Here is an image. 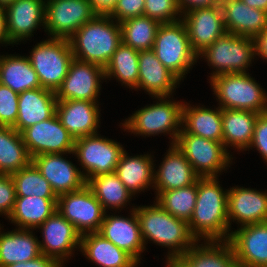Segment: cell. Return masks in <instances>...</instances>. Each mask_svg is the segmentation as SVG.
<instances>
[{
	"instance_id": "1",
	"label": "cell",
	"mask_w": 267,
	"mask_h": 267,
	"mask_svg": "<svg viewBox=\"0 0 267 267\" xmlns=\"http://www.w3.org/2000/svg\"><path fill=\"white\" fill-rule=\"evenodd\" d=\"M218 177L197 179V198L188 222L191 236L199 243L228 241V189L223 190Z\"/></svg>"
},
{
	"instance_id": "2",
	"label": "cell",
	"mask_w": 267,
	"mask_h": 267,
	"mask_svg": "<svg viewBox=\"0 0 267 267\" xmlns=\"http://www.w3.org/2000/svg\"><path fill=\"white\" fill-rule=\"evenodd\" d=\"M135 206L141 237L146 248L148 241L167 247L166 260L183 256L197 241L191 236L188 223L164 210L157 202ZM149 239V240H148Z\"/></svg>"
},
{
	"instance_id": "3",
	"label": "cell",
	"mask_w": 267,
	"mask_h": 267,
	"mask_svg": "<svg viewBox=\"0 0 267 267\" xmlns=\"http://www.w3.org/2000/svg\"><path fill=\"white\" fill-rule=\"evenodd\" d=\"M75 59L105 68L122 43L120 23L109 15L97 14L70 38Z\"/></svg>"
},
{
	"instance_id": "4",
	"label": "cell",
	"mask_w": 267,
	"mask_h": 267,
	"mask_svg": "<svg viewBox=\"0 0 267 267\" xmlns=\"http://www.w3.org/2000/svg\"><path fill=\"white\" fill-rule=\"evenodd\" d=\"M172 97V100L169 99ZM156 103L149 104L136 110L130 117L125 118L120 127L130 134L157 136L169 134L170 144H175L182 129V107L184 101L173 100V96H158ZM123 126V127H122Z\"/></svg>"
},
{
	"instance_id": "5",
	"label": "cell",
	"mask_w": 267,
	"mask_h": 267,
	"mask_svg": "<svg viewBox=\"0 0 267 267\" xmlns=\"http://www.w3.org/2000/svg\"><path fill=\"white\" fill-rule=\"evenodd\" d=\"M221 109L267 112V91L248 73L221 74L209 81Z\"/></svg>"
},
{
	"instance_id": "6",
	"label": "cell",
	"mask_w": 267,
	"mask_h": 267,
	"mask_svg": "<svg viewBox=\"0 0 267 267\" xmlns=\"http://www.w3.org/2000/svg\"><path fill=\"white\" fill-rule=\"evenodd\" d=\"M197 58L206 60L208 66L215 70L208 80L221 74L247 73L256 58L254 39L226 32Z\"/></svg>"
},
{
	"instance_id": "7",
	"label": "cell",
	"mask_w": 267,
	"mask_h": 267,
	"mask_svg": "<svg viewBox=\"0 0 267 267\" xmlns=\"http://www.w3.org/2000/svg\"><path fill=\"white\" fill-rule=\"evenodd\" d=\"M152 50L158 60L180 81L198 61L182 20L163 23L158 28Z\"/></svg>"
},
{
	"instance_id": "8",
	"label": "cell",
	"mask_w": 267,
	"mask_h": 267,
	"mask_svg": "<svg viewBox=\"0 0 267 267\" xmlns=\"http://www.w3.org/2000/svg\"><path fill=\"white\" fill-rule=\"evenodd\" d=\"M29 53L41 87L56 93L74 58L69 39L48 37L35 44Z\"/></svg>"
},
{
	"instance_id": "9",
	"label": "cell",
	"mask_w": 267,
	"mask_h": 267,
	"mask_svg": "<svg viewBox=\"0 0 267 267\" xmlns=\"http://www.w3.org/2000/svg\"><path fill=\"white\" fill-rule=\"evenodd\" d=\"M175 144L199 177H218L223 171L229 169L232 164L231 159H234L223 142L195 136L186 133L183 129Z\"/></svg>"
},
{
	"instance_id": "10",
	"label": "cell",
	"mask_w": 267,
	"mask_h": 267,
	"mask_svg": "<svg viewBox=\"0 0 267 267\" xmlns=\"http://www.w3.org/2000/svg\"><path fill=\"white\" fill-rule=\"evenodd\" d=\"M120 142L93 134L75 140L73 155L80 162L86 181L90 178L115 173L119 159L124 151Z\"/></svg>"
},
{
	"instance_id": "11",
	"label": "cell",
	"mask_w": 267,
	"mask_h": 267,
	"mask_svg": "<svg viewBox=\"0 0 267 267\" xmlns=\"http://www.w3.org/2000/svg\"><path fill=\"white\" fill-rule=\"evenodd\" d=\"M56 210L82 235L98 232L106 211L88 185L58 196Z\"/></svg>"
},
{
	"instance_id": "12",
	"label": "cell",
	"mask_w": 267,
	"mask_h": 267,
	"mask_svg": "<svg viewBox=\"0 0 267 267\" xmlns=\"http://www.w3.org/2000/svg\"><path fill=\"white\" fill-rule=\"evenodd\" d=\"M97 13L90 0H45V26L49 38L69 39Z\"/></svg>"
},
{
	"instance_id": "13",
	"label": "cell",
	"mask_w": 267,
	"mask_h": 267,
	"mask_svg": "<svg viewBox=\"0 0 267 267\" xmlns=\"http://www.w3.org/2000/svg\"><path fill=\"white\" fill-rule=\"evenodd\" d=\"M37 229L43 239L39 240L41 254L55 259L63 267L64 261L74 256L75 249H80L81 234L57 210Z\"/></svg>"
},
{
	"instance_id": "14",
	"label": "cell",
	"mask_w": 267,
	"mask_h": 267,
	"mask_svg": "<svg viewBox=\"0 0 267 267\" xmlns=\"http://www.w3.org/2000/svg\"><path fill=\"white\" fill-rule=\"evenodd\" d=\"M105 80L104 68L99 65L73 58L68 74L56 91L58 101L87 100L99 102L102 80Z\"/></svg>"
},
{
	"instance_id": "15",
	"label": "cell",
	"mask_w": 267,
	"mask_h": 267,
	"mask_svg": "<svg viewBox=\"0 0 267 267\" xmlns=\"http://www.w3.org/2000/svg\"><path fill=\"white\" fill-rule=\"evenodd\" d=\"M21 136L32 158L40 154L73 153L74 150L75 139L57 114L24 129Z\"/></svg>"
},
{
	"instance_id": "16",
	"label": "cell",
	"mask_w": 267,
	"mask_h": 267,
	"mask_svg": "<svg viewBox=\"0 0 267 267\" xmlns=\"http://www.w3.org/2000/svg\"><path fill=\"white\" fill-rule=\"evenodd\" d=\"M193 51L198 55L226 33L221 5L182 14Z\"/></svg>"
},
{
	"instance_id": "17",
	"label": "cell",
	"mask_w": 267,
	"mask_h": 267,
	"mask_svg": "<svg viewBox=\"0 0 267 267\" xmlns=\"http://www.w3.org/2000/svg\"><path fill=\"white\" fill-rule=\"evenodd\" d=\"M73 153L40 154L32 162L44 176L57 196L79 190L87 185L81 169L64 155Z\"/></svg>"
},
{
	"instance_id": "18",
	"label": "cell",
	"mask_w": 267,
	"mask_h": 267,
	"mask_svg": "<svg viewBox=\"0 0 267 267\" xmlns=\"http://www.w3.org/2000/svg\"><path fill=\"white\" fill-rule=\"evenodd\" d=\"M228 242L238 267H267V222L238 227Z\"/></svg>"
},
{
	"instance_id": "19",
	"label": "cell",
	"mask_w": 267,
	"mask_h": 267,
	"mask_svg": "<svg viewBox=\"0 0 267 267\" xmlns=\"http://www.w3.org/2000/svg\"><path fill=\"white\" fill-rule=\"evenodd\" d=\"M131 207L133 208L129 210L130 216L126 218L106 212L98 233L118 248L126 251L140 264V260H142L140 255L146 248L141 237L135 206Z\"/></svg>"
},
{
	"instance_id": "20",
	"label": "cell",
	"mask_w": 267,
	"mask_h": 267,
	"mask_svg": "<svg viewBox=\"0 0 267 267\" xmlns=\"http://www.w3.org/2000/svg\"><path fill=\"white\" fill-rule=\"evenodd\" d=\"M227 206L230 232L234 221L239 227L267 222V190L233 186L228 189Z\"/></svg>"
},
{
	"instance_id": "21",
	"label": "cell",
	"mask_w": 267,
	"mask_h": 267,
	"mask_svg": "<svg viewBox=\"0 0 267 267\" xmlns=\"http://www.w3.org/2000/svg\"><path fill=\"white\" fill-rule=\"evenodd\" d=\"M5 13L7 33L13 45L26 42L39 26H45V0H16L5 8Z\"/></svg>"
},
{
	"instance_id": "22",
	"label": "cell",
	"mask_w": 267,
	"mask_h": 267,
	"mask_svg": "<svg viewBox=\"0 0 267 267\" xmlns=\"http://www.w3.org/2000/svg\"><path fill=\"white\" fill-rule=\"evenodd\" d=\"M98 103L87 100L57 101L56 114L75 140L99 132L101 110Z\"/></svg>"
},
{
	"instance_id": "23",
	"label": "cell",
	"mask_w": 267,
	"mask_h": 267,
	"mask_svg": "<svg viewBox=\"0 0 267 267\" xmlns=\"http://www.w3.org/2000/svg\"><path fill=\"white\" fill-rule=\"evenodd\" d=\"M165 154L159 169L154 168L155 196L162 191L190 186L199 178L176 144H170Z\"/></svg>"
},
{
	"instance_id": "24",
	"label": "cell",
	"mask_w": 267,
	"mask_h": 267,
	"mask_svg": "<svg viewBox=\"0 0 267 267\" xmlns=\"http://www.w3.org/2000/svg\"><path fill=\"white\" fill-rule=\"evenodd\" d=\"M138 62V85L134 90L142 89L152 98L174 94L181 81L158 60L152 49L139 51Z\"/></svg>"
},
{
	"instance_id": "25",
	"label": "cell",
	"mask_w": 267,
	"mask_h": 267,
	"mask_svg": "<svg viewBox=\"0 0 267 267\" xmlns=\"http://www.w3.org/2000/svg\"><path fill=\"white\" fill-rule=\"evenodd\" d=\"M227 33L255 38L267 28V12L247 6L241 0H221Z\"/></svg>"
},
{
	"instance_id": "26",
	"label": "cell",
	"mask_w": 267,
	"mask_h": 267,
	"mask_svg": "<svg viewBox=\"0 0 267 267\" xmlns=\"http://www.w3.org/2000/svg\"><path fill=\"white\" fill-rule=\"evenodd\" d=\"M57 101L55 92L42 87L20 93L17 120L13 128L21 133L36 123L50 119L56 114Z\"/></svg>"
},
{
	"instance_id": "27",
	"label": "cell",
	"mask_w": 267,
	"mask_h": 267,
	"mask_svg": "<svg viewBox=\"0 0 267 267\" xmlns=\"http://www.w3.org/2000/svg\"><path fill=\"white\" fill-rule=\"evenodd\" d=\"M154 155L141 154L130 156L126 150L122 152L115 174L124 186L135 196L154 188Z\"/></svg>"
},
{
	"instance_id": "28",
	"label": "cell",
	"mask_w": 267,
	"mask_h": 267,
	"mask_svg": "<svg viewBox=\"0 0 267 267\" xmlns=\"http://www.w3.org/2000/svg\"><path fill=\"white\" fill-rule=\"evenodd\" d=\"M0 224V267L26 262L41 255L38 237L32 229L2 232Z\"/></svg>"
},
{
	"instance_id": "29",
	"label": "cell",
	"mask_w": 267,
	"mask_h": 267,
	"mask_svg": "<svg viewBox=\"0 0 267 267\" xmlns=\"http://www.w3.org/2000/svg\"><path fill=\"white\" fill-rule=\"evenodd\" d=\"M86 259L99 267H138L140 264L126 251L115 246L100 233L81 236L80 250Z\"/></svg>"
},
{
	"instance_id": "30",
	"label": "cell",
	"mask_w": 267,
	"mask_h": 267,
	"mask_svg": "<svg viewBox=\"0 0 267 267\" xmlns=\"http://www.w3.org/2000/svg\"><path fill=\"white\" fill-rule=\"evenodd\" d=\"M182 129L186 133L215 142H223L222 109L205 105L194 106L184 101L182 107Z\"/></svg>"
},
{
	"instance_id": "31",
	"label": "cell",
	"mask_w": 267,
	"mask_h": 267,
	"mask_svg": "<svg viewBox=\"0 0 267 267\" xmlns=\"http://www.w3.org/2000/svg\"><path fill=\"white\" fill-rule=\"evenodd\" d=\"M176 261L182 267H238L233 248L228 241L201 244L196 242Z\"/></svg>"
},
{
	"instance_id": "32",
	"label": "cell",
	"mask_w": 267,
	"mask_h": 267,
	"mask_svg": "<svg viewBox=\"0 0 267 267\" xmlns=\"http://www.w3.org/2000/svg\"><path fill=\"white\" fill-rule=\"evenodd\" d=\"M258 115L247 110L222 109L223 144L228 152L230 147L247 151Z\"/></svg>"
},
{
	"instance_id": "33",
	"label": "cell",
	"mask_w": 267,
	"mask_h": 267,
	"mask_svg": "<svg viewBox=\"0 0 267 267\" xmlns=\"http://www.w3.org/2000/svg\"><path fill=\"white\" fill-rule=\"evenodd\" d=\"M58 198H42L40 196L16 197L14 209L8 217L19 229L36 230L57 207Z\"/></svg>"
},
{
	"instance_id": "34",
	"label": "cell",
	"mask_w": 267,
	"mask_h": 267,
	"mask_svg": "<svg viewBox=\"0 0 267 267\" xmlns=\"http://www.w3.org/2000/svg\"><path fill=\"white\" fill-rule=\"evenodd\" d=\"M0 83L18 94L41 87L28 55L18 54L0 55Z\"/></svg>"
},
{
	"instance_id": "35",
	"label": "cell",
	"mask_w": 267,
	"mask_h": 267,
	"mask_svg": "<svg viewBox=\"0 0 267 267\" xmlns=\"http://www.w3.org/2000/svg\"><path fill=\"white\" fill-rule=\"evenodd\" d=\"M31 162L21 133L13 127L0 126V173L11 175Z\"/></svg>"
},
{
	"instance_id": "36",
	"label": "cell",
	"mask_w": 267,
	"mask_h": 267,
	"mask_svg": "<svg viewBox=\"0 0 267 267\" xmlns=\"http://www.w3.org/2000/svg\"><path fill=\"white\" fill-rule=\"evenodd\" d=\"M87 185L106 212L109 209L121 211L134 197L115 173L92 177L87 181Z\"/></svg>"
},
{
	"instance_id": "37",
	"label": "cell",
	"mask_w": 267,
	"mask_h": 267,
	"mask_svg": "<svg viewBox=\"0 0 267 267\" xmlns=\"http://www.w3.org/2000/svg\"><path fill=\"white\" fill-rule=\"evenodd\" d=\"M138 57V50L121 43L104 68L106 81L113 78L120 82L122 86L134 90L138 85Z\"/></svg>"
},
{
	"instance_id": "38",
	"label": "cell",
	"mask_w": 267,
	"mask_h": 267,
	"mask_svg": "<svg viewBox=\"0 0 267 267\" xmlns=\"http://www.w3.org/2000/svg\"><path fill=\"white\" fill-rule=\"evenodd\" d=\"M161 23L147 16L133 17L120 23L122 43L138 51L150 50Z\"/></svg>"
},
{
	"instance_id": "39",
	"label": "cell",
	"mask_w": 267,
	"mask_h": 267,
	"mask_svg": "<svg viewBox=\"0 0 267 267\" xmlns=\"http://www.w3.org/2000/svg\"><path fill=\"white\" fill-rule=\"evenodd\" d=\"M197 198V181L187 187L160 192L155 201L172 216L187 223L193 214Z\"/></svg>"
},
{
	"instance_id": "40",
	"label": "cell",
	"mask_w": 267,
	"mask_h": 267,
	"mask_svg": "<svg viewBox=\"0 0 267 267\" xmlns=\"http://www.w3.org/2000/svg\"><path fill=\"white\" fill-rule=\"evenodd\" d=\"M14 181L16 197L40 196L58 198L48 180L42 176L33 162L11 174Z\"/></svg>"
},
{
	"instance_id": "41",
	"label": "cell",
	"mask_w": 267,
	"mask_h": 267,
	"mask_svg": "<svg viewBox=\"0 0 267 267\" xmlns=\"http://www.w3.org/2000/svg\"><path fill=\"white\" fill-rule=\"evenodd\" d=\"M144 16L163 23L182 20L177 0H144Z\"/></svg>"
},
{
	"instance_id": "42",
	"label": "cell",
	"mask_w": 267,
	"mask_h": 267,
	"mask_svg": "<svg viewBox=\"0 0 267 267\" xmlns=\"http://www.w3.org/2000/svg\"><path fill=\"white\" fill-rule=\"evenodd\" d=\"M19 94L0 83V126L14 127L18 115Z\"/></svg>"
},
{
	"instance_id": "43",
	"label": "cell",
	"mask_w": 267,
	"mask_h": 267,
	"mask_svg": "<svg viewBox=\"0 0 267 267\" xmlns=\"http://www.w3.org/2000/svg\"><path fill=\"white\" fill-rule=\"evenodd\" d=\"M144 3V0H117L114 8L108 15L118 23L133 17L143 16Z\"/></svg>"
},
{
	"instance_id": "44",
	"label": "cell",
	"mask_w": 267,
	"mask_h": 267,
	"mask_svg": "<svg viewBox=\"0 0 267 267\" xmlns=\"http://www.w3.org/2000/svg\"><path fill=\"white\" fill-rule=\"evenodd\" d=\"M15 200L16 191L11 175L0 173V215L8 219L14 209Z\"/></svg>"
},
{
	"instance_id": "45",
	"label": "cell",
	"mask_w": 267,
	"mask_h": 267,
	"mask_svg": "<svg viewBox=\"0 0 267 267\" xmlns=\"http://www.w3.org/2000/svg\"><path fill=\"white\" fill-rule=\"evenodd\" d=\"M252 148H255L262 156L264 163H267V112L259 114L256 119L253 138L247 150H252Z\"/></svg>"
},
{
	"instance_id": "46",
	"label": "cell",
	"mask_w": 267,
	"mask_h": 267,
	"mask_svg": "<svg viewBox=\"0 0 267 267\" xmlns=\"http://www.w3.org/2000/svg\"><path fill=\"white\" fill-rule=\"evenodd\" d=\"M7 267H63L61 266L55 259H52L46 255L41 254L35 259L26 261V262H18Z\"/></svg>"
},
{
	"instance_id": "47",
	"label": "cell",
	"mask_w": 267,
	"mask_h": 267,
	"mask_svg": "<svg viewBox=\"0 0 267 267\" xmlns=\"http://www.w3.org/2000/svg\"><path fill=\"white\" fill-rule=\"evenodd\" d=\"M181 14L193 9L220 5L221 0H177Z\"/></svg>"
},
{
	"instance_id": "48",
	"label": "cell",
	"mask_w": 267,
	"mask_h": 267,
	"mask_svg": "<svg viewBox=\"0 0 267 267\" xmlns=\"http://www.w3.org/2000/svg\"><path fill=\"white\" fill-rule=\"evenodd\" d=\"M255 56L267 62V28L254 38Z\"/></svg>"
},
{
	"instance_id": "49",
	"label": "cell",
	"mask_w": 267,
	"mask_h": 267,
	"mask_svg": "<svg viewBox=\"0 0 267 267\" xmlns=\"http://www.w3.org/2000/svg\"><path fill=\"white\" fill-rule=\"evenodd\" d=\"M97 14L108 15L114 8L117 0H90Z\"/></svg>"
},
{
	"instance_id": "50",
	"label": "cell",
	"mask_w": 267,
	"mask_h": 267,
	"mask_svg": "<svg viewBox=\"0 0 267 267\" xmlns=\"http://www.w3.org/2000/svg\"><path fill=\"white\" fill-rule=\"evenodd\" d=\"M6 44V46H14L11 42L10 39L8 37V33H7V23H6V13H5V8L0 7V46Z\"/></svg>"
},
{
	"instance_id": "51",
	"label": "cell",
	"mask_w": 267,
	"mask_h": 267,
	"mask_svg": "<svg viewBox=\"0 0 267 267\" xmlns=\"http://www.w3.org/2000/svg\"><path fill=\"white\" fill-rule=\"evenodd\" d=\"M247 6L267 12V0H241Z\"/></svg>"
},
{
	"instance_id": "52",
	"label": "cell",
	"mask_w": 267,
	"mask_h": 267,
	"mask_svg": "<svg viewBox=\"0 0 267 267\" xmlns=\"http://www.w3.org/2000/svg\"><path fill=\"white\" fill-rule=\"evenodd\" d=\"M165 267H182L176 260H166Z\"/></svg>"
},
{
	"instance_id": "53",
	"label": "cell",
	"mask_w": 267,
	"mask_h": 267,
	"mask_svg": "<svg viewBox=\"0 0 267 267\" xmlns=\"http://www.w3.org/2000/svg\"><path fill=\"white\" fill-rule=\"evenodd\" d=\"M16 0H0V7L6 8L10 4H13Z\"/></svg>"
}]
</instances>
